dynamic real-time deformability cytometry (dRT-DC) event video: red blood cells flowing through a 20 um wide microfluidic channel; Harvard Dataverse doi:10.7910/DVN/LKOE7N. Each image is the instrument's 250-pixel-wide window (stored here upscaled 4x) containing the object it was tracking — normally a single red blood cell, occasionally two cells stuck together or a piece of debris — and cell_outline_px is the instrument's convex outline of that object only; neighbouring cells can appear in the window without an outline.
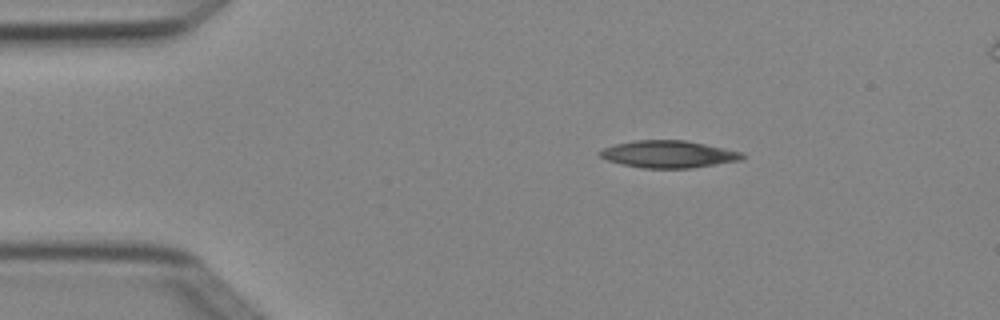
{"species": "Egyptian fruit bat (a non-hibernating species)", "species_latin": "Rousettus aegyptiacus", "temperature_condition": "cold", "stored_images_in_passage": 4, "camera_frame_rate_fps": 3000, "um_per_image_px": 0.085, "animal": {"sex": "female"}, "frame": {"image": 1, "passage_image": 2, "time_ms": 0.333, "image_size_px": [1000, 320], "cell_outline_px": [[748, 156], [744, 160], [692, 168], [644, 168], [620, 164], [608, 160], [600, 156], [596, 152], [604, 148], [616, 144], [636, 140], [684, 140], [744, 152]], "centroid_in_image_um": [56.88, 13.11], "position_along_channel_um": 28.1, "area_um2": 22.72}}
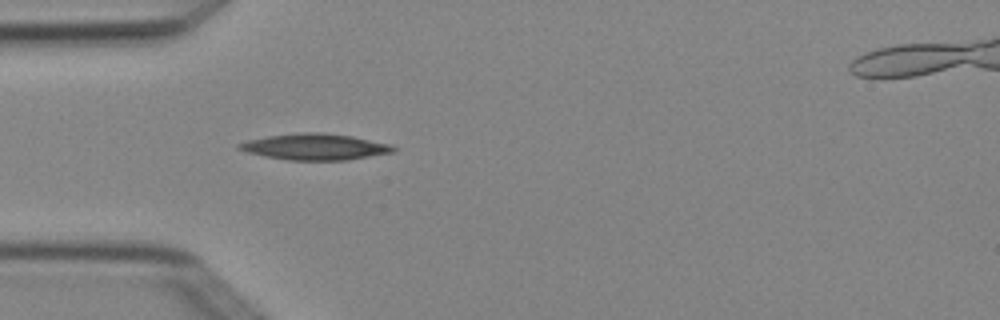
{"frame": {"image": 2, "passage_image": 4, "time_ms": 1.0, "image_size_px": [1000, 320], "cell_outline_px": [[396, 152], [348, 160], [288, 160], [264, 156], [248, 152], [236, 148], [236, 144], [248, 140], [268, 136], [304, 132], [320, 132], [352, 136], [392, 144], [396, 148]], "centroid_in_image_um": [26.81, 12.48], "position_along_channel_um": 58.2, "area_um2": 23.64}}